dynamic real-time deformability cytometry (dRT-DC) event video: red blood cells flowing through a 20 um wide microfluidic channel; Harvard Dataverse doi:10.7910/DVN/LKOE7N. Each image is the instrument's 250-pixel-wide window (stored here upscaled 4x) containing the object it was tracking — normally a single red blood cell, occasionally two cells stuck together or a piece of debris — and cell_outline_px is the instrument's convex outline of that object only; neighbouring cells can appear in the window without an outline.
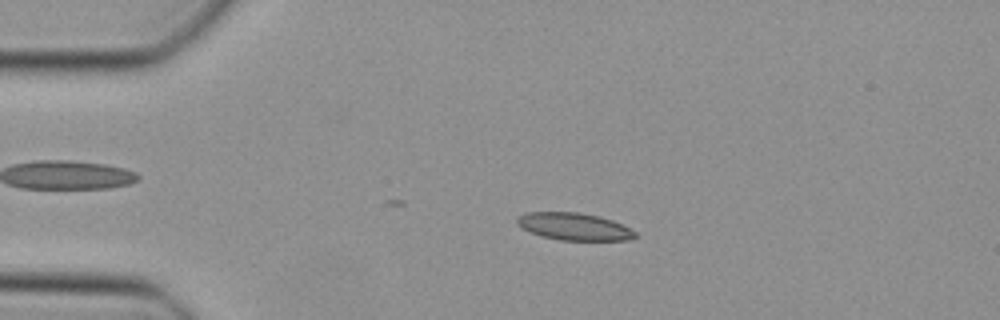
{"species": "Egyptian fruit bat (a non-hibernating species)", "species_latin": "Rousettus aegyptiacus", "temperature_condition": "cold", "stored_images_in_passage": 15, "camera_frame_rate_fps": 3000, "um_per_image_px": 0.085, "animal": {"sex": "female"}, "frame": {"image": 1, "passage_image": 10, "time_ms": 3.0, "image_size_px": [1000, 320], "cell_outline_px": [[640, 236], [628, 240], [560, 240], [540, 236], [516, 224], [516, 216], [528, 212], [576, 212], [600, 216], [612, 220], [636, 232]], "centroid_in_image_um": [48.8, 19.25], "position_along_channel_um": 36.2, "area_um2": 18.79}}